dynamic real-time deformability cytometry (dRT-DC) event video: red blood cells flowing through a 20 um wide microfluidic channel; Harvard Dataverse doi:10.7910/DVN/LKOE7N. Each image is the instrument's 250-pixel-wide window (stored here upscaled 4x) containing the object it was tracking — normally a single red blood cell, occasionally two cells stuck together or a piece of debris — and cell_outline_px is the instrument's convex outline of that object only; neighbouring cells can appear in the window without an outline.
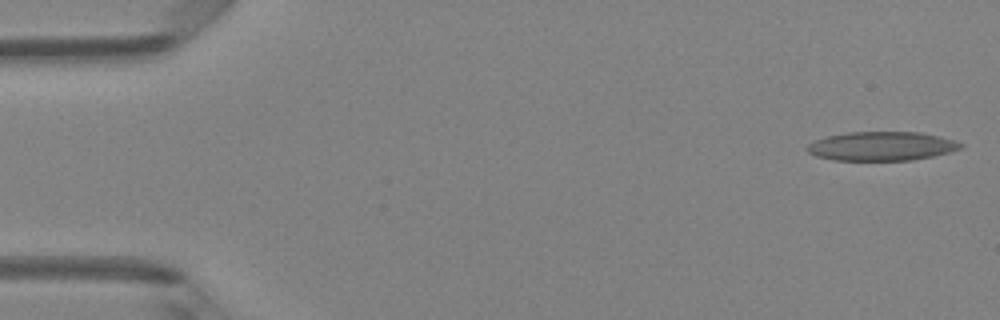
{"species": "Egyptian fruit bat (a non-hibernating species)", "species_latin": "Rousettus aegyptiacus", "temperature_condition": "room temperature", "stored_images_in_passage": 48, "camera_frame_rate_fps": 3000, "um_per_image_px": 0.085, "animal": {"sex": "female"}, "frame": {"image": 1, "passage_image": 1, "time_ms": 0.0, "image_size_px": [1000, 320], "cell_outline_px": [[964, 144], [960, 148], [948, 152], [932, 156], [912, 160], [832, 160], [816, 156], [808, 152], [804, 148], [808, 144], [816, 140], [828, 136], [848, 132], [920, 132], [952, 140]], "centroid_in_image_um": [74.88, 12.42], "position_along_channel_um": 10.1, "area_um2": 25.66}}
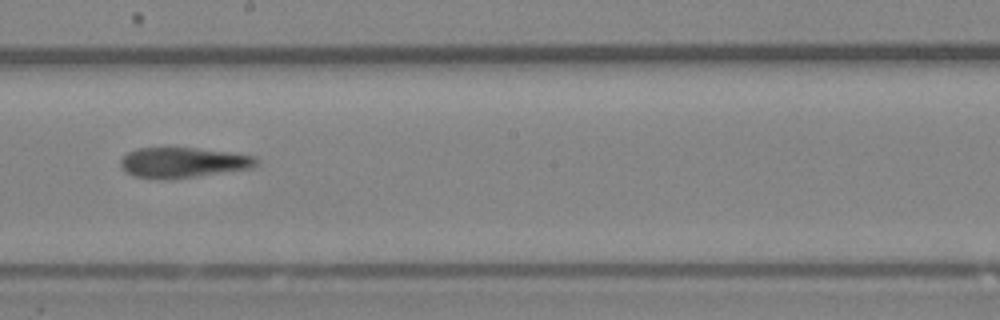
{"frame": {"image": 2, "passage_image": 27, "time_ms": 8.667, "image_size_px": [1000, 320], "cell_outline_px": [[260, 160], [252, 168], [196, 176], [164, 180], [132, 176], [120, 168], [120, 160], [128, 152], [136, 148], [196, 148], [256, 156]], "centroid_in_image_um": [15.52, 13.82], "position_along_channel_um": 232.7, "area_um2": 23.99}}
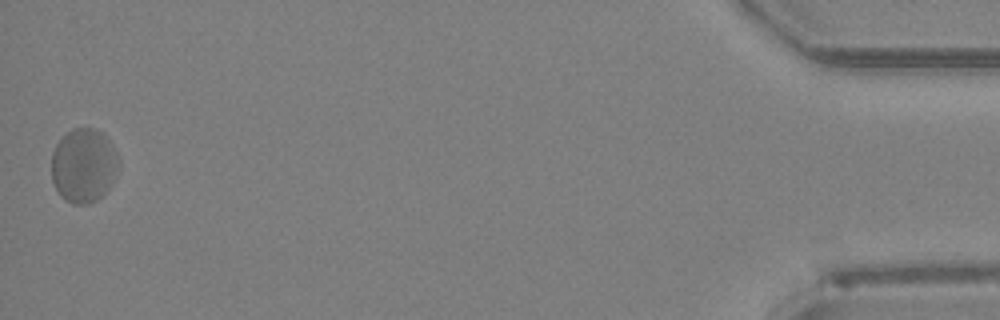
{"frame": {"image": 3, "passage_image": 48, "time_ms": 15.667, "image_size_px": [1000, 320], "cell_outline_px": [[120, 168], [108, 188], [96, 200], [88, 204], [72, 204], [64, 200], [60, 196], [52, 180], [52, 152], [56, 144], [72, 128], [96, 128], [104, 132], [112, 144], [120, 160]], "centroid_in_image_um": [7.13, 14.05], "position_along_channel_um": 428.1, "area_um2": 29.3}, "authors_computed_cell_mechanics": {"area_um2": 25.7788, "velocity_mm_per_s": 4.1015, "shape_relaxation_time_tau1_ms": null, "shape_relaxation_time_tau2_ms": 3.7546, "deformation_change_tau1": null, "deformation_change_tau2": 0.1113}}